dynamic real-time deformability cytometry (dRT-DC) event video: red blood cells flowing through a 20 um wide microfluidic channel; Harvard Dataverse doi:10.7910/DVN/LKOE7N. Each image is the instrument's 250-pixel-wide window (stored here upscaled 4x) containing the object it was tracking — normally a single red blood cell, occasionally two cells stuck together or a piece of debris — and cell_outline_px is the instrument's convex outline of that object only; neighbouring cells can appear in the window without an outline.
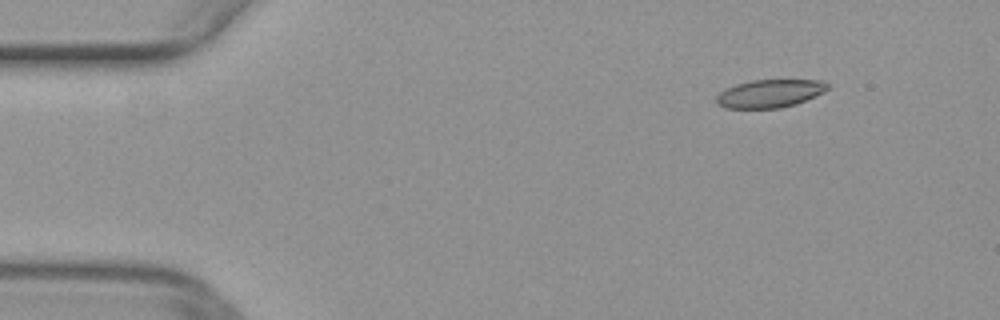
{"species": "common noctule bat (a hibernating species)", "species_latin": "Nyctalus noctula", "temperature_condition": "warm", "stored_images_in_passage": 5, "camera_frame_rate_fps": 3000, "um_per_image_px": 0.085, "animal": {"sex": "female", "body_mass_g": 29.2, "forearm_length_mm": 56.3}, "frame": {"image": 1, "passage_image": 1, "time_ms": 0.0, "image_size_px": [1000, 320], "cell_outline_px": [[828, 88], [824, 92], [796, 104], [780, 108], [724, 108], [716, 104], [716, 96], [720, 92], [736, 84], [752, 80], [824, 80], [828, 84]], "centroid_in_image_um": [65.43, 7.95], "position_along_channel_um": 19.6, "area_um2": 18.15}}